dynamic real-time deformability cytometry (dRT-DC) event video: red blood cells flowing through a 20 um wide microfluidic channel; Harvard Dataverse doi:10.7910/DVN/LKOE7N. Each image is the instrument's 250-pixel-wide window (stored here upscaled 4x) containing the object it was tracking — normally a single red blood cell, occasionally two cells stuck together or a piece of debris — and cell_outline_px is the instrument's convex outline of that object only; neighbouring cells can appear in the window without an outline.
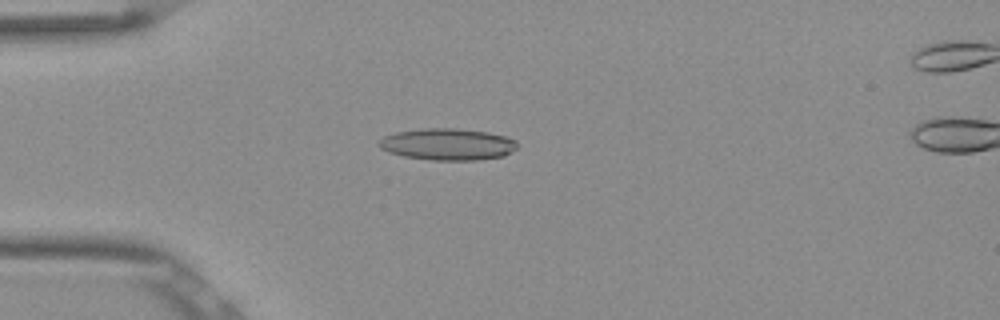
{"species": "Egyptian fruit bat (a non-hibernating species)", "species_latin": "Rousettus aegyptiacus", "temperature_condition": "room temperature", "stored_images_in_passage": 53, "camera_frame_rate_fps": 3000, "um_per_image_px": 0.085, "frame": {"image": 1, "passage_image": 14, "time_ms": 4.333, "image_size_px": [1000, 320], "cell_outline_px": [[516, 148], [512, 152], [504, 156], [476, 160], [432, 160], [404, 156], [388, 152], [380, 148], [376, 144], [384, 136], [396, 132], [424, 128], [456, 128], [488, 132], [508, 136], [516, 140]], "centroid_in_image_um": [38.06, 12.26], "position_along_channel_um": 46.9, "area_um2": 25.72}}
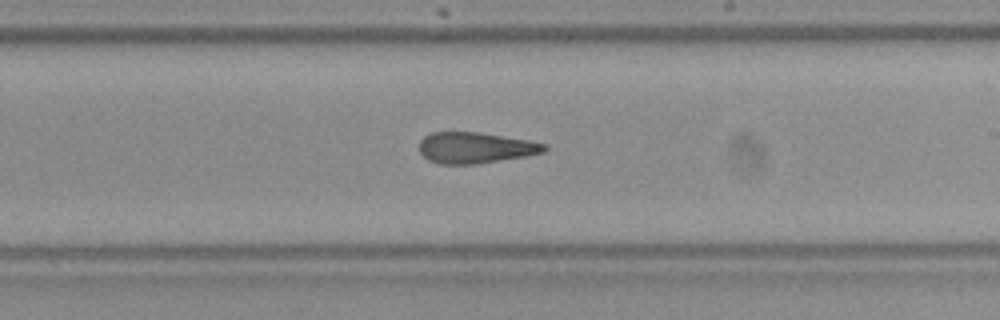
{"frame": {"image": 2, "passage_image": 31, "time_ms": 10.0, "image_size_px": [1000, 320], "cell_outline_px": [[548, 148], [544, 152], [524, 156], [476, 164], [440, 164], [428, 160], [420, 152], [420, 140], [424, 136], [432, 132], [480, 132], [528, 140], [548, 144]], "centroid_in_image_um": [40.41, 12.55], "position_along_channel_um": 248.6, "area_um2": 22.6}}
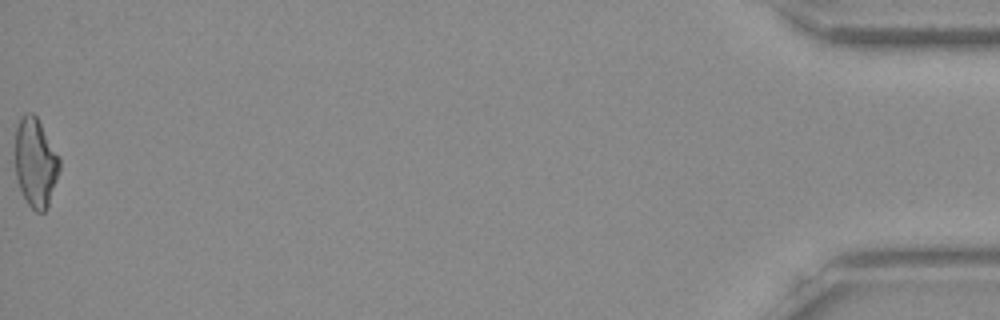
{"frame": {"image": 3, "passage_image": 53, "time_ms": 17.333, "image_size_px": [1000, 320], "cell_outline_px": [[60, 168], [48, 208], [44, 212], [36, 212], [28, 204], [20, 188], [16, 176], [16, 128], [20, 116], [24, 112], [32, 112], [36, 116], [60, 156]], "centroid_in_image_um": [3.03, 13.81], "position_along_channel_um": 432.2, "area_um2": 23.06}, "authors_computed_cell_mechanics": {"area_um2": 23.8136, "velocity_mm_per_s": 3.8465, "shape_relaxation_time_tau1_ms": null, "shape_relaxation_time_tau2_ms": 3.0742, "deformation_change_tau1": null, "deformation_change_tau2": 0.1363}}